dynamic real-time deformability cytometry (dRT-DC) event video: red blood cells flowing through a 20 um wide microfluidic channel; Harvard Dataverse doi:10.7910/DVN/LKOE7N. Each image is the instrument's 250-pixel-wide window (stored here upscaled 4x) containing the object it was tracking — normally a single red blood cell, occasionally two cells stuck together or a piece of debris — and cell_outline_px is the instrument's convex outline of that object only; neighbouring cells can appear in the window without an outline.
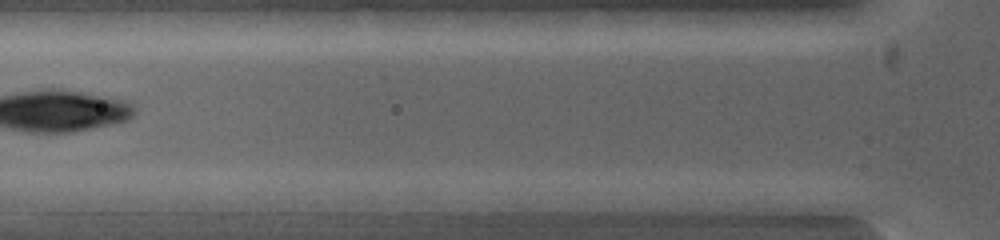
{"species": "common noctule bat (a hibernating species)", "species_latin": "Nyctalus noctula", "temperature_condition": "warm", "stored_images_in_passage": 4, "segment_of_instrument_passage": [1, 2], "camera_frame_rate_fps": 5000, "um_per_image_px": 0.085, "animal": {"sex": "female", "body_mass_g": 19.0, "forearm_length_mm": 53.3}, "frame": {"image": 1, "passage_image": 3, "time_ms": 0.2, "image_size_px": [1000, 240], "cell_outline_px": [[384, 200], [380, 212], [256, 212], [248, 200], [264, 192], [372, 192]], "centroid_in_image_um": [26.94, 17.18], "position_along_channel_um": 98.9, "area_um2": 18.32}}